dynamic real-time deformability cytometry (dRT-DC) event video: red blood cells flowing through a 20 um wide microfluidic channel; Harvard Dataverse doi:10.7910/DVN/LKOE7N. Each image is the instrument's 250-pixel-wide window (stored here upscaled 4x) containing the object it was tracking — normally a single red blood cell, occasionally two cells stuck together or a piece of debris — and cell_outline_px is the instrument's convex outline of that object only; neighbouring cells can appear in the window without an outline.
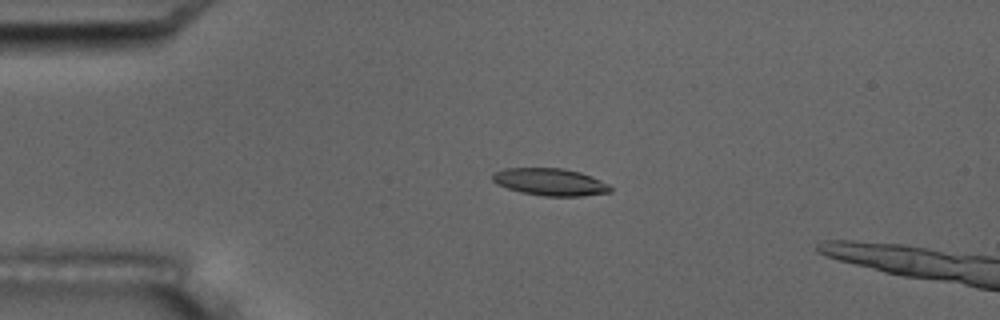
{"species": "common noctule bat (a hibernating species)", "species_latin": "Nyctalus noctula", "temperature_condition": "room temperature", "stored_images_in_passage": 5, "camera_frame_rate_fps": 3000, "um_per_image_px": 0.085, "animal": {"sex": "male", "body_mass_g": 17.5, "forearm_length_mm": 52.3}, "frame": {"image": 1, "passage_image": 4, "time_ms": 4.333, "image_size_px": [1000, 320], "cell_outline_px": [[612, 192], [580, 196], [544, 196], [520, 192], [496, 184], [492, 180], [492, 172], [504, 168], [564, 168], [580, 172], [592, 176], [608, 184], [612, 188]], "centroid_in_image_um": [46.75, 15.46], "position_along_channel_um": 38.3, "area_um2": 18.84}}